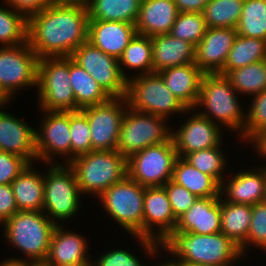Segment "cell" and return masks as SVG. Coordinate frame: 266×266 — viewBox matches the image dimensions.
Here are the masks:
<instances>
[{
  "mask_svg": "<svg viewBox=\"0 0 266 266\" xmlns=\"http://www.w3.org/2000/svg\"><path fill=\"white\" fill-rule=\"evenodd\" d=\"M88 30L84 0H54L28 18L27 41L39 59L70 57L88 40Z\"/></svg>",
  "mask_w": 266,
  "mask_h": 266,
  "instance_id": "obj_1",
  "label": "cell"
},
{
  "mask_svg": "<svg viewBox=\"0 0 266 266\" xmlns=\"http://www.w3.org/2000/svg\"><path fill=\"white\" fill-rule=\"evenodd\" d=\"M161 248L173 255L172 261L205 266H234L242 256L239 246L221 232L200 235L174 230L161 242Z\"/></svg>",
  "mask_w": 266,
  "mask_h": 266,
  "instance_id": "obj_2",
  "label": "cell"
},
{
  "mask_svg": "<svg viewBox=\"0 0 266 266\" xmlns=\"http://www.w3.org/2000/svg\"><path fill=\"white\" fill-rule=\"evenodd\" d=\"M145 187L141 186L128 176L111 185L98 198L108 216L117 221L120 227L131 233L141 248L150 254L156 255L161 243L143 237V202ZM158 245V246H157Z\"/></svg>",
  "mask_w": 266,
  "mask_h": 266,
  "instance_id": "obj_3",
  "label": "cell"
},
{
  "mask_svg": "<svg viewBox=\"0 0 266 266\" xmlns=\"http://www.w3.org/2000/svg\"><path fill=\"white\" fill-rule=\"evenodd\" d=\"M3 225L7 242L27 256L29 262L40 266L45 262L57 224L43 211H18Z\"/></svg>",
  "mask_w": 266,
  "mask_h": 266,
  "instance_id": "obj_4",
  "label": "cell"
},
{
  "mask_svg": "<svg viewBox=\"0 0 266 266\" xmlns=\"http://www.w3.org/2000/svg\"><path fill=\"white\" fill-rule=\"evenodd\" d=\"M235 92L230 81L224 75L204 74L195 108L204 106V111H197L200 115L215 124L221 123L230 131L231 129L234 132L239 131L241 139L245 127V114L242 110L243 107H240L238 93Z\"/></svg>",
  "mask_w": 266,
  "mask_h": 266,
  "instance_id": "obj_5",
  "label": "cell"
},
{
  "mask_svg": "<svg viewBox=\"0 0 266 266\" xmlns=\"http://www.w3.org/2000/svg\"><path fill=\"white\" fill-rule=\"evenodd\" d=\"M68 164L74 171L82 196L91 193L99 197L127 176V158L117 150H92Z\"/></svg>",
  "mask_w": 266,
  "mask_h": 266,
  "instance_id": "obj_6",
  "label": "cell"
},
{
  "mask_svg": "<svg viewBox=\"0 0 266 266\" xmlns=\"http://www.w3.org/2000/svg\"><path fill=\"white\" fill-rule=\"evenodd\" d=\"M125 98L131 109L166 119L174 113L191 112L166 87L158 72L130 77Z\"/></svg>",
  "mask_w": 266,
  "mask_h": 266,
  "instance_id": "obj_7",
  "label": "cell"
},
{
  "mask_svg": "<svg viewBox=\"0 0 266 266\" xmlns=\"http://www.w3.org/2000/svg\"><path fill=\"white\" fill-rule=\"evenodd\" d=\"M70 57H45L38 63V98L43 111L80 110L70 82Z\"/></svg>",
  "mask_w": 266,
  "mask_h": 266,
  "instance_id": "obj_8",
  "label": "cell"
},
{
  "mask_svg": "<svg viewBox=\"0 0 266 266\" xmlns=\"http://www.w3.org/2000/svg\"><path fill=\"white\" fill-rule=\"evenodd\" d=\"M47 165L51 167H48V174L44 176L43 212L58 225V221L72 219L79 212L82 194L68 163Z\"/></svg>",
  "mask_w": 266,
  "mask_h": 266,
  "instance_id": "obj_9",
  "label": "cell"
},
{
  "mask_svg": "<svg viewBox=\"0 0 266 266\" xmlns=\"http://www.w3.org/2000/svg\"><path fill=\"white\" fill-rule=\"evenodd\" d=\"M178 153L172 138L151 145L127 158V176L143 187H163L172 180Z\"/></svg>",
  "mask_w": 266,
  "mask_h": 266,
  "instance_id": "obj_10",
  "label": "cell"
},
{
  "mask_svg": "<svg viewBox=\"0 0 266 266\" xmlns=\"http://www.w3.org/2000/svg\"><path fill=\"white\" fill-rule=\"evenodd\" d=\"M166 121L164 117L127 107L116 150L128 158L146 147L167 142L173 129L168 128Z\"/></svg>",
  "mask_w": 266,
  "mask_h": 266,
  "instance_id": "obj_11",
  "label": "cell"
},
{
  "mask_svg": "<svg viewBox=\"0 0 266 266\" xmlns=\"http://www.w3.org/2000/svg\"><path fill=\"white\" fill-rule=\"evenodd\" d=\"M38 63L28 41L0 47V91L8 100L20 88L38 86Z\"/></svg>",
  "mask_w": 266,
  "mask_h": 266,
  "instance_id": "obj_12",
  "label": "cell"
},
{
  "mask_svg": "<svg viewBox=\"0 0 266 266\" xmlns=\"http://www.w3.org/2000/svg\"><path fill=\"white\" fill-rule=\"evenodd\" d=\"M84 68L110 98L125 97L127 80L123 77L118 59L105 54L88 40L70 56Z\"/></svg>",
  "mask_w": 266,
  "mask_h": 266,
  "instance_id": "obj_13",
  "label": "cell"
},
{
  "mask_svg": "<svg viewBox=\"0 0 266 266\" xmlns=\"http://www.w3.org/2000/svg\"><path fill=\"white\" fill-rule=\"evenodd\" d=\"M127 107V99L121 97L80 109L88 119L92 150H116Z\"/></svg>",
  "mask_w": 266,
  "mask_h": 266,
  "instance_id": "obj_14",
  "label": "cell"
},
{
  "mask_svg": "<svg viewBox=\"0 0 266 266\" xmlns=\"http://www.w3.org/2000/svg\"><path fill=\"white\" fill-rule=\"evenodd\" d=\"M40 131H35L37 161L52 162L55 154L68 156L71 161L70 112L44 111ZM54 155V156H52Z\"/></svg>",
  "mask_w": 266,
  "mask_h": 266,
  "instance_id": "obj_15",
  "label": "cell"
},
{
  "mask_svg": "<svg viewBox=\"0 0 266 266\" xmlns=\"http://www.w3.org/2000/svg\"><path fill=\"white\" fill-rule=\"evenodd\" d=\"M193 114L177 131H171V138L178 157L184 158L194 151L222 146L220 144L223 135H221L220 124L213 123L198 112Z\"/></svg>",
  "mask_w": 266,
  "mask_h": 266,
  "instance_id": "obj_16",
  "label": "cell"
},
{
  "mask_svg": "<svg viewBox=\"0 0 266 266\" xmlns=\"http://www.w3.org/2000/svg\"><path fill=\"white\" fill-rule=\"evenodd\" d=\"M177 218L164 187H145L143 202V237L162 242L175 230ZM158 227L157 232L153 231ZM153 228V229H152Z\"/></svg>",
  "mask_w": 266,
  "mask_h": 266,
  "instance_id": "obj_17",
  "label": "cell"
},
{
  "mask_svg": "<svg viewBox=\"0 0 266 266\" xmlns=\"http://www.w3.org/2000/svg\"><path fill=\"white\" fill-rule=\"evenodd\" d=\"M237 36L235 28H207L195 46V64L204 74L220 73Z\"/></svg>",
  "mask_w": 266,
  "mask_h": 266,
  "instance_id": "obj_18",
  "label": "cell"
},
{
  "mask_svg": "<svg viewBox=\"0 0 266 266\" xmlns=\"http://www.w3.org/2000/svg\"><path fill=\"white\" fill-rule=\"evenodd\" d=\"M35 128L0 109V151L37 161Z\"/></svg>",
  "mask_w": 266,
  "mask_h": 266,
  "instance_id": "obj_19",
  "label": "cell"
},
{
  "mask_svg": "<svg viewBox=\"0 0 266 266\" xmlns=\"http://www.w3.org/2000/svg\"><path fill=\"white\" fill-rule=\"evenodd\" d=\"M175 231L200 235L221 232V196L197 198L178 218Z\"/></svg>",
  "mask_w": 266,
  "mask_h": 266,
  "instance_id": "obj_20",
  "label": "cell"
},
{
  "mask_svg": "<svg viewBox=\"0 0 266 266\" xmlns=\"http://www.w3.org/2000/svg\"><path fill=\"white\" fill-rule=\"evenodd\" d=\"M137 34L135 24L89 20L88 41L105 54L119 59Z\"/></svg>",
  "mask_w": 266,
  "mask_h": 266,
  "instance_id": "obj_21",
  "label": "cell"
},
{
  "mask_svg": "<svg viewBox=\"0 0 266 266\" xmlns=\"http://www.w3.org/2000/svg\"><path fill=\"white\" fill-rule=\"evenodd\" d=\"M244 170L234 174L232 178L220 183V196H227L224 201L229 203L255 205L262 203L265 182L266 167ZM228 182V183H226ZM224 192V193H223Z\"/></svg>",
  "mask_w": 266,
  "mask_h": 266,
  "instance_id": "obj_22",
  "label": "cell"
},
{
  "mask_svg": "<svg viewBox=\"0 0 266 266\" xmlns=\"http://www.w3.org/2000/svg\"><path fill=\"white\" fill-rule=\"evenodd\" d=\"M58 224L52 234L48 256L41 266L77 265L88 262L87 239Z\"/></svg>",
  "mask_w": 266,
  "mask_h": 266,
  "instance_id": "obj_23",
  "label": "cell"
},
{
  "mask_svg": "<svg viewBox=\"0 0 266 266\" xmlns=\"http://www.w3.org/2000/svg\"><path fill=\"white\" fill-rule=\"evenodd\" d=\"M166 87L187 108L194 110L198 98L200 83L204 73L195 63L166 68L158 72Z\"/></svg>",
  "mask_w": 266,
  "mask_h": 266,
  "instance_id": "obj_24",
  "label": "cell"
},
{
  "mask_svg": "<svg viewBox=\"0 0 266 266\" xmlns=\"http://www.w3.org/2000/svg\"><path fill=\"white\" fill-rule=\"evenodd\" d=\"M178 14L173 0H142L136 32L148 37L168 34Z\"/></svg>",
  "mask_w": 266,
  "mask_h": 266,
  "instance_id": "obj_25",
  "label": "cell"
},
{
  "mask_svg": "<svg viewBox=\"0 0 266 266\" xmlns=\"http://www.w3.org/2000/svg\"><path fill=\"white\" fill-rule=\"evenodd\" d=\"M152 40L154 72L166 68L195 63V46L168 34L155 35Z\"/></svg>",
  "mask_w": 266,
  "mask_h": 266,
  "instance_id": "obj_26",
  "label": "cell"
},
{
  "mask_svg": "<svg viewBox=\"0 0 266 266\" xmlns=\"http://www.w3.org/2000/svg\"><path fill=\"white\" fill-rule=\"evenodd\" d=\"M32 166L29 163L11 183L18 211H43L44 176Z\"/></svg>",
  "mask_w": 266,
  "mask_h": 266,
  "instance_id": "obj_27",
  "label": "cell"
},
{
  "mask_svg": "<svg viewBox=\"0 0 266 266\" xmlns=\"http://www.w3.org/2000/svg\"><path fill=\"white\" fill-rule=\"evenodd\" d=\"M172 181L185 187L197 198L220 197V184L182 157H178L175 162Z\"/></svg>",
  "mask_w": 266,
  "mask_h": 266,
  "instance_id": "obj_28",
  "label": "cell"
},
{
  "mask_svg": "<svg viewBox=\"0 0 266 266\" xmlns=\"http://www.w3.org/2000/svg\"><path fill=\"white\" fill-rule=\"evenodd\" d=\"M89 20L136 24L142 0H84Z\"/></svg>",
  "mask_w": 266,
  "mask_h": 266,
  "instance_id": "obj_29",
  "label": "cell"
},
{
  "mask_svg": "<svg viewBox=\"0 0 266 266\" xmlns=\"http://www.w3.org/2000/svg\"><path fill=\"white\" fill-rule=\"evenodd\" d=\"M252 216V206L229 203L221 196V233L239 247L246 241Z\"/></svg>",
  "mask_w": 266,
  "mask_h": 266,
  "instance_id": "obj_30",
  "label": "cell"
},
{
  "mask_svg": "<svg viewBox=\"0 0 266 266\" xmlns=\"http://www.w3.org/2000/svg\"><path fill=\"white\" fill-rule=\"evenodd\" d=\"M70 82L76 105L82 109L87 106L107 102L110 97L98 85L91 75L75 63L70 57Z\"/></svg>",
  "mask_w": 266,
  "mask_h": 266,
  "instance_id": "obj_31",
  "label": "cell"
},
{
  "mask_svg": "<svg viewBox=\"0 0 266 266\" xmlns=\"http://www.w3.org/2000/svg\"><path fill=\"white\" fill-rule=\"evenodd\" d=\"M236 92L256 95L266 89V60L248 64L234 70H222Z\"/></svg>",
  "mask_w": 266,
  "mask_h": 266,
  "instance_id": "obj_32",
  "label": "cell"
},
{
  "mask_svg": "<svg viewBox=\"0 0 266 266\" xmlns=\"http://www.w3.org/2000/svg\"><path fill=\"white\" fill-rule=\"evenodd\" d=\"M118 62L121 73L126 80L130 77H127L124 67H128L127 69H137L139 71L142 70L138 75L154 72L151 37L137 33L125 48Z\"/></svg>",
  "mask_w": 266,
  "mask_h": 266,
  "instance_id": "obj_33",
  "label": "cell"
},
{
  "mask_svg": "<svg viewBox=\"0 0 266 266\" xmlns=\"http://www.w3.org/2000/svg\"><path fill=\"white\" fill-rule=\"evenodd\" d=\"M266 60V40L237 35L223 70H234Z\"/></svg>",
  "mask_w": 266,
  "mask_h": 266,
  "instance_id": "obj_34",
  "label": "cell"
},
{
  "mask_svg": "<svg viewBox=\"0 0 266 266\" xmlns=\"http://www.w3.org/2000/svg\"><path fill=\"white\" fill-rule=\"evenodd\" d=\"M243 3L244 0H210L202 11L207 27L236 29Z\"/></svg>",
  "mask_w": 266,
  "mask_h": 266,
  "instance_id": "obj_35",
  "label": "cell"
},
{
  "mask_svg": "<svg viewBox=\"0 0 266 266\" xmlns=\"http://www.w3.org/2000/svg\"><path fill=\"white\" fill-rule=\"evenodd\" d=\"M237 35L266 40V0H244Z\"/></svg>",
  "mask_w": 266,
  "mask_h": 266,
  "instance_id": "obj_36",
  "label": "cell"
},
{
  "mask_svg": "<svg viewBox=\"0 0 266 266\" xmlns=\"http://www.w3.org/2000/svg\"><path fill=\"white\" fill-rule=\"evenodd\" d=\"M28 19L21 13L0 7V44L14 46L27 42Z\"/></svg>",
  "mask_w": 266,
  "mask_h": 266,
  "instance_id": "obj_37",
  "label": "cell"
},
{
  "mask_svg": "<svg viewBox=\"0 0 266 266\" xmlns=\"http://www.w3.org/2000/svg\"><path fill=\"white\" fill-rule=\"evenodd\" d=\"M220 149V146H217L194 151L187 154L184 159L202 173L212 176L220 184L224 179L223 170L227 160Z\"/></svg>",
  "mask_w": 266,
  "mask_h": 266,
  "instance_id": "obj_38",
  "label": "cell"
},
{
  "mask_svg": "<svg viewBox=\"0 0 266 266\" xmlns=\"http://www.w3.org/2000/svg\"><path fill=\"white\" fill-rule=\"evenodd\" d=\"M207 28L202 13L179 12L169 34L196 46L202 40Z\"/></svg>",
  "mask_w": 266,
  "mask_h": 266,
  "instance_id": "obj_39",
  "label": "cell"
},
{
  "mask_svg": "<svg viewBox=\"0 0 266 266\" xmlns=\"http://www.w3.org/2000/svg\"><path fill=\"white\" fill-rule=\"evenodd\" d=\"M70 133L71 161L92 151L88 119L81 110L70 112Z\"/></svg>",
  "mask_w": 266,
  "mask_h": 266,
  "instance_id": "obj_40",
  "label": "cell"
},
{
  "mask_svg": "<svg viewBox=\"0 0 266 266\" xmlns=\"http://www.w3.org/2000/svg\"><path fill=\"white\" fill-rule=\"evenodd\" d=\"M249 111L245 113V127L242 138L247 142L259 132L266 129V89L253 95Z\"/></svg>",
  "mask_w": 266,
  "mask_h": 266,
  "instance_id": "obj_41",
  "label": "cell"
},
{
  "mask_svg": "<svg viewBox=\"0 0 266 266\" xmlns=\"http://www.w3.org/2000/svg\"><path fill=\"white\" fill-rule=\"evenodd\" d=\"M250 243V244H249ZM255 245L266 250V204L252 205V216L246 241L239 247L242 256L246 254V247Z\"/></svg>",
  "mask_w": 266,
  "mask_h": 266,
  "instance_id": "obj_42",
  "label": "cell"
},
{
  "mask_svg": "<svg viewBox=\"0 0 266 266\" xmlns=\"http://www.w3.org/2000/svg\"><path fill=\"white\" fill-rule=\"evenodd\" d=\"M163 187L168 194L172 211L177 219L187 212L197 200L194 194L172 180H169Z\"/></svg>",
  "mask_w": 266,
  "mask_h": 266,
  "instance_id": "obj_43",
  "label": "cell"
},
{
  "mask_svg": "<svg viewBox=\"0 0 266 266\" xmlns=\"http://www.w3.org/2000/svg\"><path fill=\"white\" fill-rule=\"evenodd\" d=\"M29 162L16 154L0 151V185L11 184Z\"/></svg>",
  "mask_w": 266,
  "mask_h": 266,
  "instance_id": "obj_44",
  "label": "cell"
},
{
  "mask_svg": "<svg viewBox=\"0 0 266 266\" xmlns=\"http://www.w3.org/2000/svg\"><path fill=\"white\" fill-rule=\"evenodd\" d=\"M92 266H145L127 250L114 249L103 253L99 256Z\"/></svg>",
  "mask_w": 266,
  "mask_h": 266,
  "instance_id": "obj_45",
  "label": "cell"
},
{
  "mask_svg": "<svg viewBox=\"0 0 266 266\" xmlns=\"http://www.w3.org/2000/svg\"><path fill=\"white\" fill-rule=\"evenodd\" d=\"M54 0H5L6 5L23 14L27 19L47 8Z\"/></svg>",
  "mask_w": 266,
  "mask_h": 266,
  "instance_id": "obj_46",
  "label": "cell"
},
{
  "mask_svg": "<svg viewBox=\"0 0 266 266\" xmlns=\"http://www.w3.org/2000/svg\"><path fill=\"white\" fill-rule=\"evenodd\" d=\"M18 212L11 184L0 185V225Z\"/></svg>",
  "mask_w": 266,
  "mask_h": 266,
  "instance_id": "obj_47",
  "label": "cell"
},
{
  "mask_svg": "<svg viewBox=\"0 0 266 266\" xmlns=\"http://www.w3.org/2000/svg\"><path fill=\"white\" fill-rule=\"evenodd\" d=\"M179 12L202 13L205 5L210 0H173Z\"/></svg>",
  "mask_w": 266,
  "mask_h": 266,
  "instance_id": "obj_48",
  "label": "cell"
},
{
  "mask_svg": "<svg viewBox=\"0 0 266 266\" xmlns=\"http://www.w3.org/2000/svg\"><path fill=\"white\" fill-rule=\"evenodd\" d=\"M250 141L252 142L251 144H253V147L255 145L254 149L258 152L257 154L266 158V129L257 133Z\"/></svg>",
  "mask_w": 266,
  "mask_h": 266,
  "instance_id": "obj_49",
  "label": "cell"
},
{
  "mask_svg": "<svg viewBox=\"0 0 266 266\" xmlns=\"http://www.w3.org/2000/svg\"><path fill=\"white\" fill-rule=\"evenodd\" d=\"M0 266H40L38 264H35L33 262H29L28 260H25L23 258H8L5 261L2 260Z\"/></svg>",
  "mask_w": 266,
  "mask_h": 266,
  "instance_id": "obj_50",
  "label": "cell"
},
{
  "mask_svg": "<svg viewBox=\"0 0 266 266\" xmlns=\"http://www.w3.org/2000/svg\"><path fill=\"white\" fill-rule=\"evenodd\" d=\"M9 103V100L4 96V94L0 91V109Z\"/></svg>",
  "mask_w": 266,
  "mask_h": 266,
  "instance_id": "obj_51",
  "label": "cell"
},
{
  "mask_svg": "<svg viewBox=\"0 0 266 266\" xmlns=\"http://www.w3.org/2000/svg\"><path fill=\"white\" fill-rule=\"evenodd\" d=\"M178 266H205V265H197V264H191L184 261H174Z\"/></svg>",
  "mask_w": 266,
  "mask_h": 266,
  "instance_id": "obj_52",
  "label": "cell"
},
{
  "mask_svg": "<svg viewBox=\"0 0 266 266\" xmlns=\"http://www.w3.org/2000/svg\"><path fill=\"white\" fill-rule=\"evenodd\" d=\"M88 262H83L77 265H71V264H66V265H59V266H92L91 258Z\"/></svg>",
  "mask_w": 266,
  "mask_h": 266,
  "instance_id": "obj_53",
  "label": "cell"
},
{
  "mask_svg": "<svg viewBox=\"0 0 266 266\" xmlns=\"http://www.w3.org/2000/svg\"><path fill=\"white\" fill-rule=\"evenodd\" d=\"M171 260L172 259H170L169 261L166 260L163 264H158V266H178L174 261Z\"/></svg>",
  "mask_w": 266,
  "mask_h": 266,
  "instance_id": "obj_54",
  "label": "cell"
},
{
  "mask_svg": "<svg viewBox=\"0 0 266 266\" xmlns=\"http://www.w3.org/2000/svg\"><path fill=\"white\" fill-rule=\"evenodd\" d=\"M262 202L266 204V182H265V189H264V195H263Z\"/></svg>",
  "mask_w": 266,
  "mask_h": 266,
  "instance_id": "obj_55",
  "label": "cell"
}]
</instances>
